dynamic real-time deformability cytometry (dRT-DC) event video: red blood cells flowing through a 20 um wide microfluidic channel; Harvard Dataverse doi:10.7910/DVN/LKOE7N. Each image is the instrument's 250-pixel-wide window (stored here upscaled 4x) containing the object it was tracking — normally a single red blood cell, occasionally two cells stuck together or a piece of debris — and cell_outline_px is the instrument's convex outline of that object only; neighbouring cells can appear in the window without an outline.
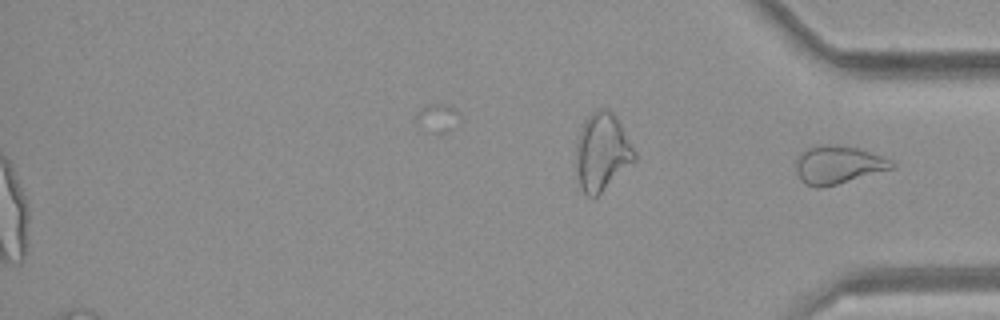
{"species": "common noctule bat (a hibernating species)", "species_latin": "Nyctalus noctula", "temperature_condition": "room temperature", "stored_images_in_passage": 42, "segment_of_instrument_passage": [2, 2], "camera_frame_rate_fps": 3000, "um_per_image_px": 0.085, "animal": {"sex": "female", "body_mass_g": 21.9}, "frame": {"image": 1, "passage_image": 42, "time_ms": 13.667, "image_size_px": [1000, 320], "cell_outline_px": [[896, 168], [824, 188], [816, 188], [804, 184], [800, 180], [796, 172], [796, 156], [804, 148], [820, 144], [836, 144], [860, 148], [892, 160], [896, 164]], "centroid_in_image_um": [71.22, 14.0], "position_along_channel_um": 364.0, "area_um2": 22.02}}